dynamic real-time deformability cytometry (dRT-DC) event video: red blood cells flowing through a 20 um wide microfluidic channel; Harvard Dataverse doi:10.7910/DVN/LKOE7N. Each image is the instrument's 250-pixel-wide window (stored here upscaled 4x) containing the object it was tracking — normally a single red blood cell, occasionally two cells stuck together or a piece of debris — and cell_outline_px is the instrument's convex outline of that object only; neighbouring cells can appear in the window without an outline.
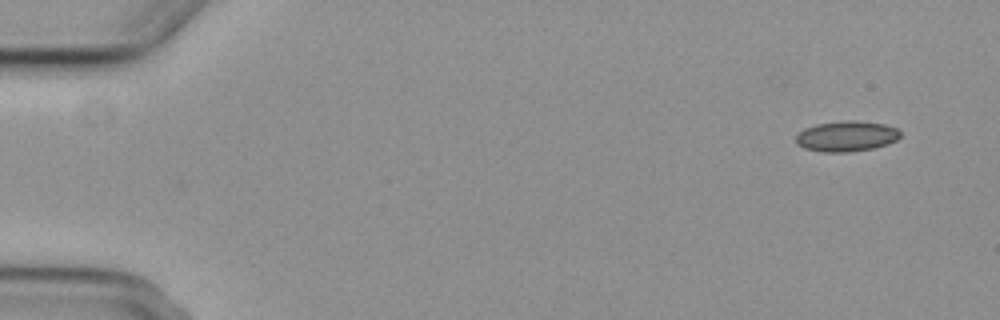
{"species": "common noctule bat (a hibernating species)", "species_latin": "Nyctalus noctula", "temperature_condition": "cold", "stored_images_in_passage": 5, "camera_frame_rate_fps": 3000, "um_per_image_px": 0.085, "animal": {"sex": "female", "body_mass_g": 29.2, "forearm_length_mm": 56.3}, "frame": {"image": 1, "passage_image": 1, "time_ms": 0.0, "image_size_px": [1000, 320], "cell_outline_px": [[900, 136], [896, 140], [888, 144], [872, 148], [848, 152], [824, 152], [804, 148], [796, 144], [796, 136], [804, 128], [816, 124], [848, 120], [852, 120], [884, 124], [896, 128], [900, 132]], "centroid_in_image_um": [71.94, 11.58], "position_along_channel_um": 13.1, "area_um2": 18.44}}